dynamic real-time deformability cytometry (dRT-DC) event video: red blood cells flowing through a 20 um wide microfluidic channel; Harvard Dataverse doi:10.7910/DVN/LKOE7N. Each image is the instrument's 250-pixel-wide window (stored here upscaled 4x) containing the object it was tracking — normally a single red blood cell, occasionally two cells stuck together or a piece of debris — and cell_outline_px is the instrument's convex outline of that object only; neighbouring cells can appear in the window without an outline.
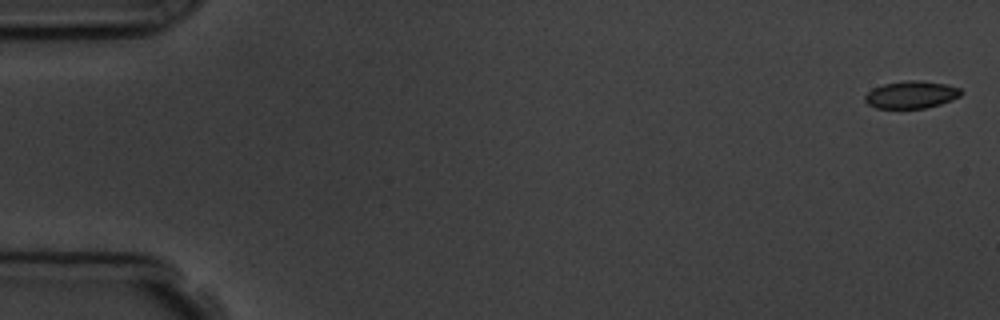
{"species": "common noctule bat (a hibernating species)", "species_latin": "Nyctalus noctula", "temperature_condition": "room temperature", "stored_images_in_passage": 6, "camera_frame_rate_fps": 3000, "um_per_image_px": 0.085, "animal": {"sex": "male", "body_mass_g": 19.5, "forearm_length_mm": 54.6}, "frame": {"image": 1, "passage_image": 1, "time_ms": 0.0, "image_size_px": [1000, 320], "cell_outline_px": [[964, 92], [960, 96], [952, 100], [940, 104], [924, 108], [876, 108], [868, 104], [864, 100], [864, 96], [872, 88], [884, 84], [908, 80], [916, 80], [948, 84], [960, 88]], "centroid_in_image_um": [77.47, 8.04], "position_along_channel_um": 7.5, "area_um2": 15.37}}
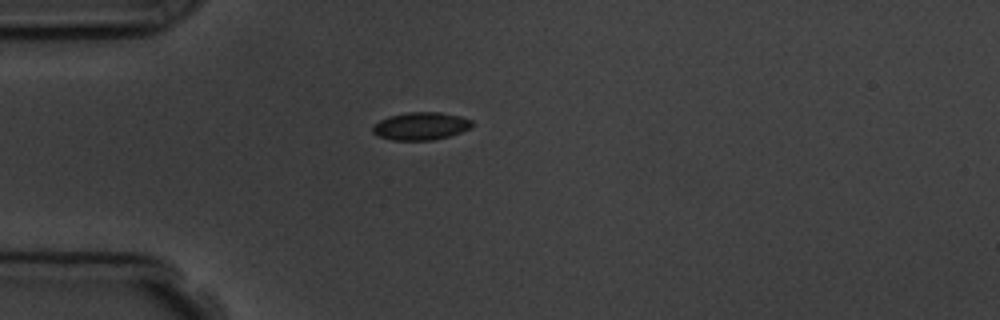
{"frame": {"image": 2, "passage_image": 5, "time_ms": 4.667, "image_size_px": [1000, 320], "cell_outline_px": [[472, 124], [468, 128], [460, 132], [448, 136], [432, 140], [392, 140], [380, 136], [372, 132], [372, 128], [380, 120], [388, 116], [408, 112], [440, 112], [460, 116], [472, 120]], "centroid_in_image_um": [35.75, 10.71], "position_along_channel_um": 49.2, "area_um2": 15.84}}